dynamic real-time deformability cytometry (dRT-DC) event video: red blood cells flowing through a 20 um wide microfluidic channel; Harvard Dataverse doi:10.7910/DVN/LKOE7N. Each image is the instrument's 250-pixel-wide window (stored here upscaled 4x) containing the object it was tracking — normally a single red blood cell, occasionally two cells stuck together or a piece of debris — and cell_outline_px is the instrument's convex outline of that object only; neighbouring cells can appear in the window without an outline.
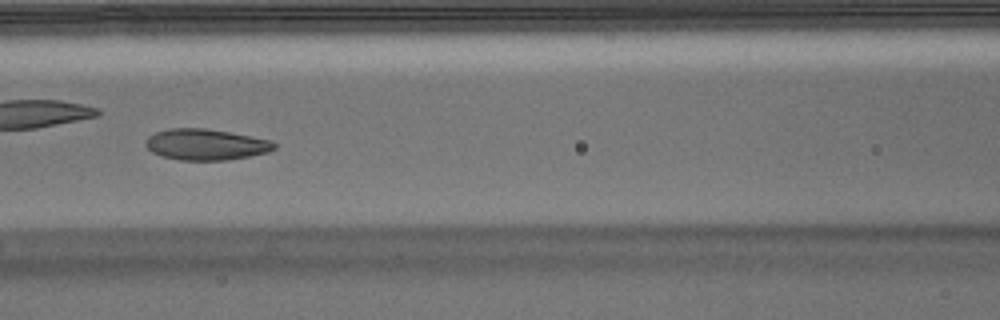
{"species": "Egyptian fruit bat (a non-hibernating species)", "species_latin": "Rousettus aegyptiacus", "temperature_condition": "warm", "stored_images_in_passage": 52, "camera_frame_rate_fps": 3000, "um_per_image_px": 0.085, "animal": {"sex": "male"}, "frame": {"image": 1, "passage_image": 23, "time_ms": 7.333, "image_size_px": [1000, 320], "cell_outline_px": [[276, 148], [268, 152], [228, 160], [180, 160], [160, 156], [152, 152], [144, 144], [148, 136], [156, 132], [168, 128], [204, 128], [252, 136], [272, 140], [276, 144]], "centroid_in_image_um": [17.49, 12.28], "position_along_channel_um": 149.1, "area_um2": 23.35}, "authors_computed_cell_mechanics": {"area_um2": 23.5535, "velocity_mm_per_s": 3.725, "shape_relaxation_time_tau1_ms": 3.0878, "shape_relaxation_time_tau2_ms": 1.6901, "deformation_change_tau1": 0.1246, "deformation_change_tau2": 0.0563}}